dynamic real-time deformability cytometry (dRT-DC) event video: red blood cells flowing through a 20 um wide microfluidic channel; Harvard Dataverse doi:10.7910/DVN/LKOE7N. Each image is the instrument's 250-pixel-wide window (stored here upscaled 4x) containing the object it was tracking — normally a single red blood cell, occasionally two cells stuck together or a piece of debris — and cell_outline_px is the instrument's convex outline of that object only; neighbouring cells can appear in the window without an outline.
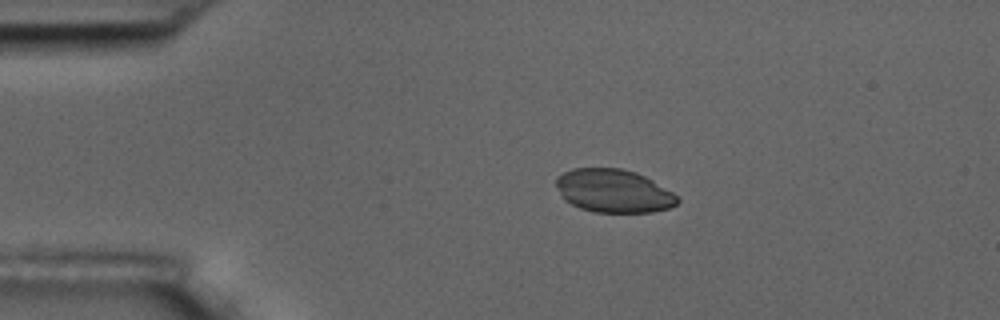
{"species": "common noctule bat (a hibernating species)", "species_latin": "Nyctalus noctula", "temperature_condition": "room temperature", "stored_images_in_passage": 2, "camera_frame_rate_fps": 3000, "um_per_image_px": 0.085, "animal": {"sex": "male", "body_mass_g": 17.5, "forearm_length_mm": 52.3}, "frame": {"image": 1, "passage_image": 1, "time_ms": 0.0, "image_size_px": [1000, 320], "cell_outline_px": [[680, 200], [676, 204], [668, 208], [652, 212], [596, 212], [580, 208], [564, 200], [556, 184], [556, 176], [572, 168], [620, 168], [636, 172], [652, 180], [672, 192]], "centroid_in_image_um": [52.14, 16.22], "position_along_channel_um": 32.9, "area_um2": 30.4}}